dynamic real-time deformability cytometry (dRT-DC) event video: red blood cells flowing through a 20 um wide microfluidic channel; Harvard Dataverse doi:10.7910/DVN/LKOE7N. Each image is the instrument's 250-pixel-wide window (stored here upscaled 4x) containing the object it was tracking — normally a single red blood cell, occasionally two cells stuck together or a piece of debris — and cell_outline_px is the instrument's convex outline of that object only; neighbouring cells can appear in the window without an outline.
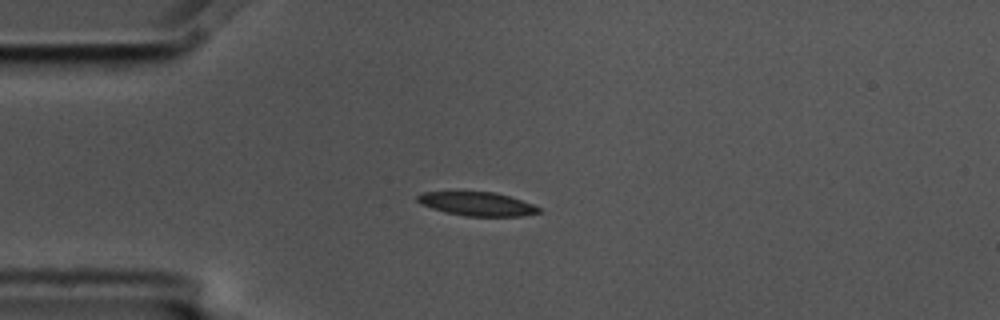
{"species": "common noctule bat (a hibernating species)", "species_latin": "Nyctalus noctula", "temperature_condition": "cold", "stored_images_in_passage": 6, "camera_frame_rate_fps": 3000, "um_per_image_px": 0.085, "animal": {"sex": "male", "body_mass_g": 17.5, "forearm_length_mm": 52.3}, "frame": {"image": 1, "passage_image": 3, "time_ms": 0.667, "image_size_px": [1000, 320], "cell_outline_px": [[540, 212], [520, 216], [464, 216], [444, 212], [420, 204], [416, 200], [416, 196], [424, 192], [496, 192], [532, 204], [540, 208]], "centroid_in_image_um": [40.51, 17.33], "position_along_channel_um": 44.5, "area_um2": 16.65}}